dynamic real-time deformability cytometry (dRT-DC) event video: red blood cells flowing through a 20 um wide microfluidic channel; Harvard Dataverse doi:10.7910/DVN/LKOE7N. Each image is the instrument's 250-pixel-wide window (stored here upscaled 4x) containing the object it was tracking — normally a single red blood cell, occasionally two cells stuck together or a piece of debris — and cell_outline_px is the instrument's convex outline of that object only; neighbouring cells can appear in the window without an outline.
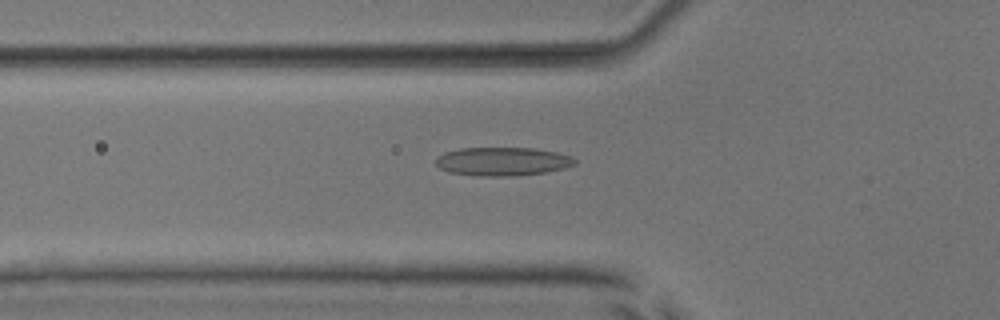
{"species": "common noctule bat (a hibernating species)", "species_latin": "Nyctalus noctula", "temperature_condition": "room temperature", "stored_images_in_passage": 31, "camera_frame_rate_fps": 3000, "um_per_image_px": 0.085, "animal": {"sex": "male", "body_mass_g": 17.9, "forearm_length_mm": 54.2}, "frame": {"image": 1, "passage_image": 2, "time_ms": 0.333, "image_size_px": [1000, 320], "cell_outline_px": [[576, 164], [564, 168], [548, 172], [516, 176], [480, 176], [448, 172], [440, 168], [436, 164], [436, 156], [444, 152], [460, 148], [532, 148], [556, 152], [572, 156], [576, 160]], "centroid_in_image_um": [42.71, 13.73], "position_along_channel_um": 83.1, "area_um2": 23.29}}
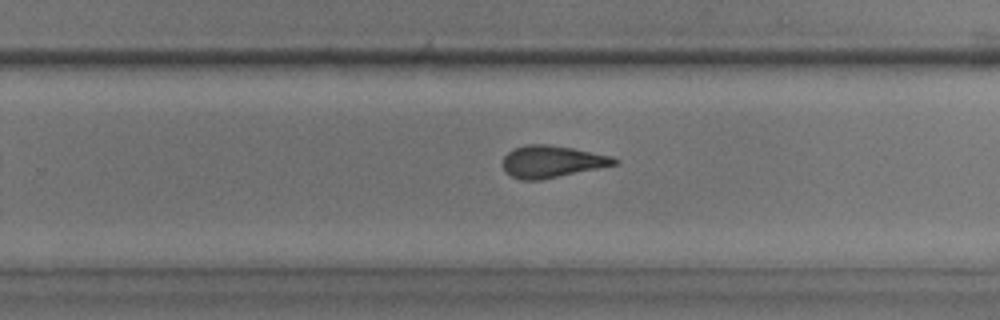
{"frame": {"image": 2, "passage_image": 17, "time_ms": 5.333, "image_size_px": [1000, 320], "cell_outline_px": [[620, 160], [616, 164], [540, 180], [520, 180], [512, 176], [504, 168], [504, 156], [512, 148], [528, 144], [548, 144], [572, 148], [612, 156]], "centroid_in_image_um": [46.9, 13.72], "position_along_channel_um": 282.9, "area_um2": 20.52}}
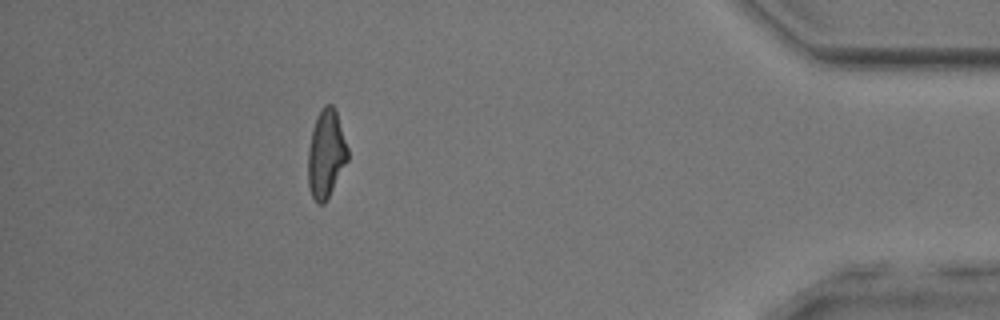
{"frame": {"image": 3, "passage_image": 30, "time_ms": 9.667, "image_size_px": [1000, 320], "cell_outline_px": [[348, 160], [324, 204], [316, 204], [312, 196], [308, 184], [308, 148], [312, 128], [316, 116], [324, 104], [332, 104], [336, 108], [348, 148]], "centroid_in_image_um": [27.71, 13.04], "position_along_channel_um": 407.5, "area_um2": 20.58}}